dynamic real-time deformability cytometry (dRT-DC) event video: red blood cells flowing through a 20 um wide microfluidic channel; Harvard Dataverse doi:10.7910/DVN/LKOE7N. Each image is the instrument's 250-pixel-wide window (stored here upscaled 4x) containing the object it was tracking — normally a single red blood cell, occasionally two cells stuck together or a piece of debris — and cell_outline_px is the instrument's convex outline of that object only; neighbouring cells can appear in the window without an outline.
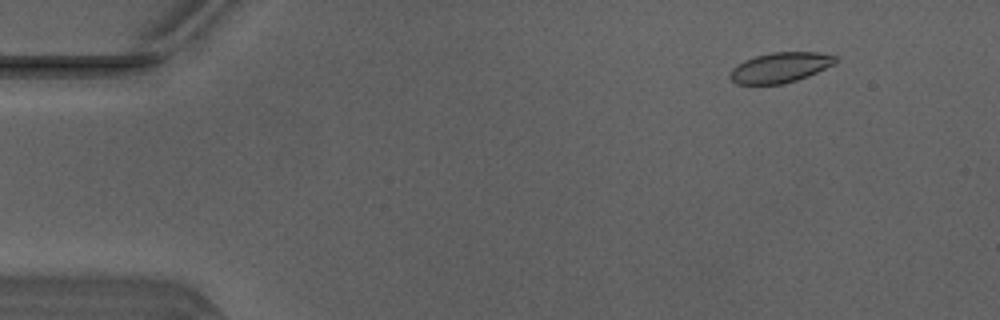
{"species": "Egyptian fruit bat (a non-hibernating species)", "species_latin": "Rousettus aegyptiacus", "temperature_condition": "warm", "stored_images_in_passage": 27, "camera_frame_rate_fps": 3000, "um_per_image_px": 0.085, "animal": {"sex": "male"}, "frame": {"image": 1, "passage_image": 6, "time_ms": 1.667, "image_size_px": [1000, 320], "cell_outline_px": [[836, 64], [808, 76], [796, 80], [780, 84], [736, 84], [728, 76], [732, 68], [736, 64], [744, 60], [756, 56], [772, 52], [820, 52], [836, 56]], "centroid_in_image_um": [66.31, 5.73], "position_along_channel_um": 18.7, "area_um2": 18.61}}
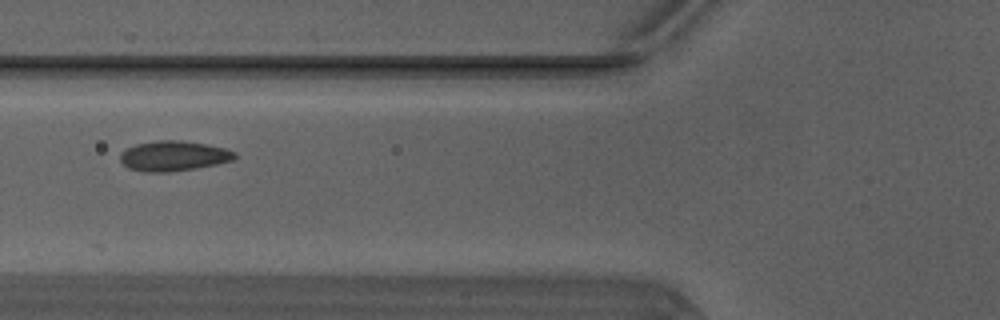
{"frame": {"image": 2, "passage_image": 20, "time_ms": 6.333, "image_size_px": [1000, 320], "cell_outline_px": [[236, 156], [232, 160], [216, 164], [196, 168], [168, 172], [144, 172], [128, 168], [120, 160], [120, 152], [124, 148], [136, 144], [156, 140], [180, 140], [208, 144], [224, 148], [236, 152]], "centroid_in_image_um": [14.72, 13.24], "position_along_channel_um": 111.1, "area_um2": 20.23}}
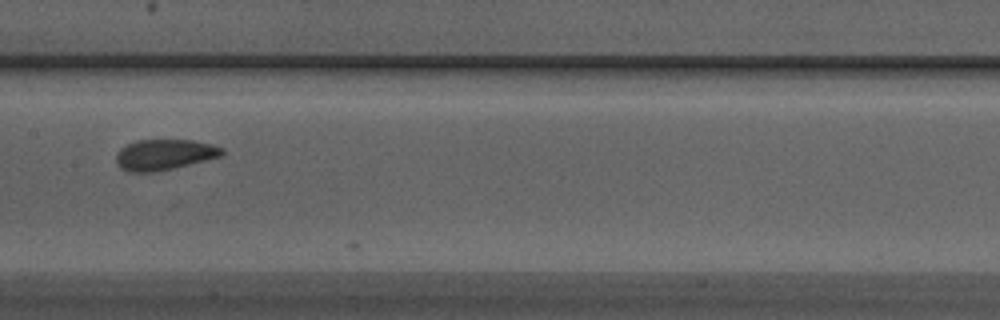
{"frame": {"image": 3, "passage_image": 26, "time_ms": 8.333, "image_size_px": [1000, 320], "cell_outline_px": [[224, 152], [220, 156], [172, 168], [152, 172], [128, 172], [120, 168], [116, 164], [116, 156], [120, 148], [136, 140], [192, 140], [212, 144], [224, 148]], "centroid_in_image_um": [13.93, 13.14], "position_along_channel_um": 193.5, "area_um2": 18.79}}